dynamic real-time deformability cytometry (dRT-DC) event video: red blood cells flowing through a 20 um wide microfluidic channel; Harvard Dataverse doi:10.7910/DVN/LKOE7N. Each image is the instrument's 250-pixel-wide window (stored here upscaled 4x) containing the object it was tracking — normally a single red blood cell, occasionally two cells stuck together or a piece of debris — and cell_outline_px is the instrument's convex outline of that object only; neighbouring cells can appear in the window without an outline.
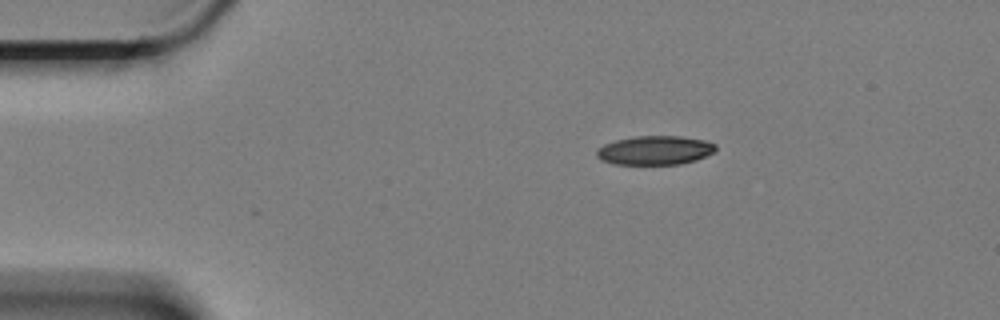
{"species": "Egyptian fruit bat (a non-hibernating species)", "species_latin": "Rousettus aegyptiacus", "temperature_condition": "cold", "stored_images_in_passage": 27, "camera_frame_rate_fps": 3000, "um_per_image_px": 0.085, "animal": {"sex": "female"}, "frame": {"image": 1, "passage_image": 2, "time_ms": 0.333, "image_size_px": [1000, 320], "cell_outline_px": [[716, 152], [696, 160], [680, 164], [612, 164], [600, 160], [596, 156], [596, 148], [604, 144], [616, 140], [636, 136], [680, 136], [704, 140], [716, 144]], "centroid_in_image_um": [55.66, 12.78], "position_along_channel_um": 29.3, "area_um2": 20.29}}
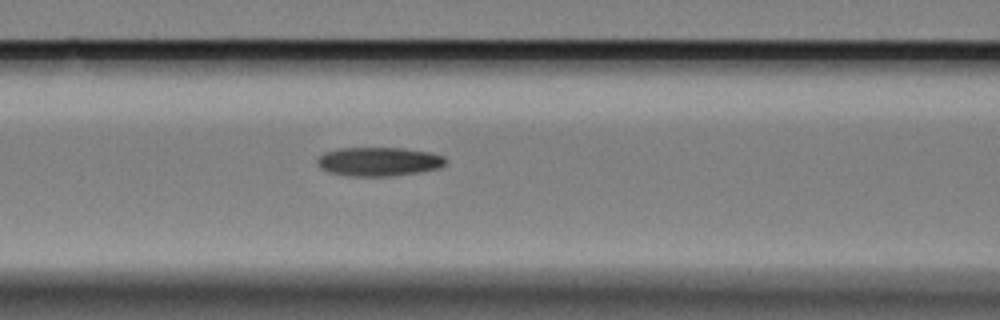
{"frame": {"image": 2, "passage_image": 16, "time_ms": 5.0, "image_size_px": [1000, 320], "cell_outline_px": [[448, 160], [440, 168], [420, 172], [392, 176], [348, 176], [328, 172], [320, 168], [316, 164], [316, 160], [324, 152], [340, 148], [404, 148], [428, 152], [444, 156]], "centroid_in_image_um": [32.18, 13.74], "position_along_channel_um": 134.4, "area_um2": 21.79}}
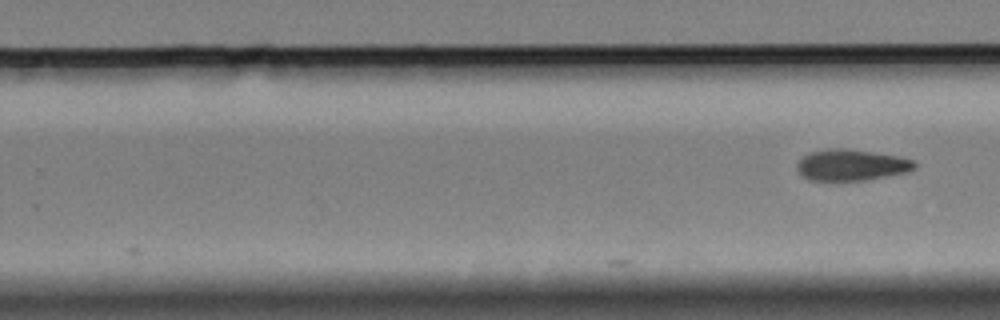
{"frame": {"image": 3, "passage_image": 27, "time_ms": 8.667, "image_size_px": [1000, 320], "cell_outline_px": [[916, 168], [908, 172], [864, 180], [808, 180], [800, 176], [796, 168], [796, 164], [804, 156], [812, 152], [832, 148], [844, 148], [872, 152], [896, 156], [912, 160], [916, 164]], "centroid_in_image_um": [72.33, 14.03], "position_along_channel_um": 257.5, "area_um2": 21.21}}